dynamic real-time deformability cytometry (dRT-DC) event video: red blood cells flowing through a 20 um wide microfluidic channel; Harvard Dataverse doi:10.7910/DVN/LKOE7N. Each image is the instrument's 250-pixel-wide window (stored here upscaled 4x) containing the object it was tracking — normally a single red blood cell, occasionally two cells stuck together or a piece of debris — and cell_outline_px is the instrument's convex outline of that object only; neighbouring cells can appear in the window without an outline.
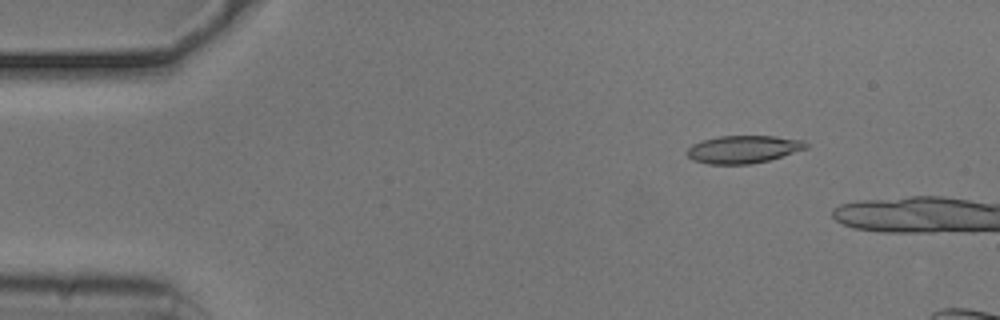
{"species": "common noctule bat (a hibernating species)", "species_latin": "Nyctalus noctula", "temperature_condition": "cold", "stored_images_in_passage": 16, "camera_frame_rate_fps": 3000, "um_per_image_px": 0.085, "animal": {"sex": "male", "body_mass_g": 20.5, "forearm_length_mm": 52.5}, "frame": {"image": 1, "passage_image": 7, "time_ms": 2.0, "image_size_px": [1000, 320], "cell_outline_px": [[808, 148], [768, 160], [752, 164], [708, 164], [692, 160], [684, 152], [692, 144], [700, 140], [720, 136], [776, 136], [804, 140], [808, 144]], "centroid_in_image_um": [63.15, 12.69], "position_along_channel_um": 21.8, "area_um2": 19.36}}